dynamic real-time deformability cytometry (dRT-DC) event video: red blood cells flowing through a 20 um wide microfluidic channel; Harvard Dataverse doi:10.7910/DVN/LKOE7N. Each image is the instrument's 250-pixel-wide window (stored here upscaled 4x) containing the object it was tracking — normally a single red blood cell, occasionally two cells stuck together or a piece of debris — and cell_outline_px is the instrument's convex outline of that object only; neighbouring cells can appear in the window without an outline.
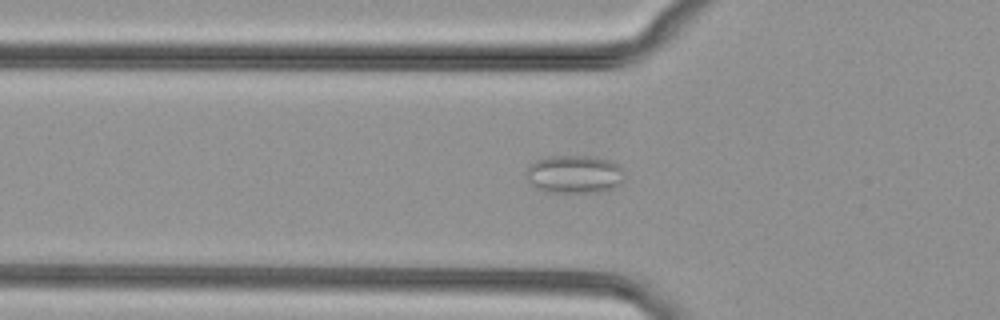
{"species": "common noctule bat (a hibernating species)", "species_latin": "Nyctalus noctula", "temperature_condition": "cold", "stored_images_in_passage": 43, "camera_frame_rate_fps": 3000, "um_per_image_px": 0.085, "animal": {"sex": "female", "body_mass_g": 29.2, "forearm_length_mm": 56.3}, "frame": {"image": 1, "passage_image": 10, "time_ms": 3.0, "image_size_px": [1000, 320], "cell_outline_px": [[624, 180], [620, 184], [612, 188], [600, 192], [548, 192], [536, 188], [524, 176], [524, 172], [536, 160], [548, 156], [592, 156], [612, 160], [620, 164], [624, 176]], "centroid_in_image_um": [48.84, 14.8], "position_along_channel_um": 77.0, "area_um2": 22.08}}
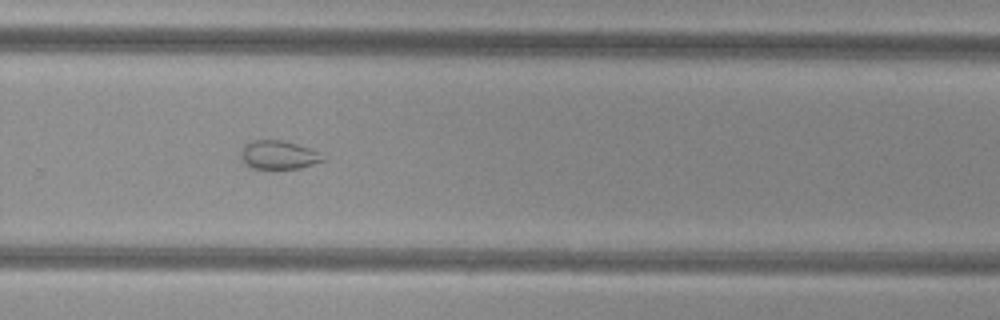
{"frame": {"image": 2, "passage_image": 27, "time_ms": 8.667, "image_size_px": [1000, 320], "cell_outline_px": [[324, 160], [300, 168], [252, 168], [244, 164], [240, 156], [240, 152], [244, 144], [252, 140], [284, 140], [308, 148], [316, 152]], "centroid_in_image_um": [23.58, 13.16], "position_along_channel_um": 306.2, "area_um2": 13.41}}
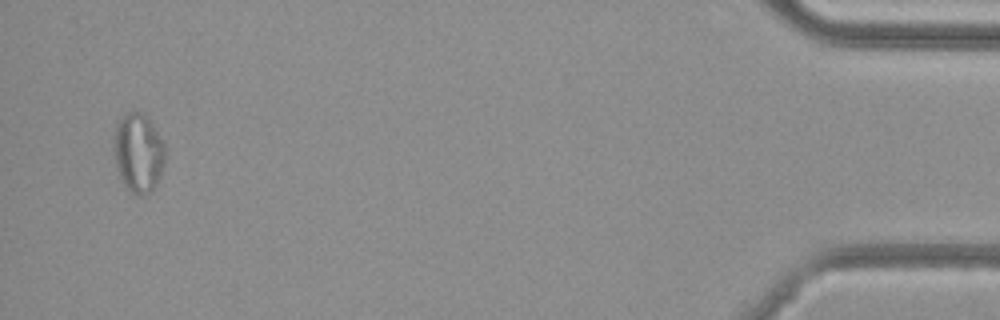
{"frame": {"image": 3, "passage_image": 42, "time_ms": 13.667, "image_size_px": [1000, 320], "cell_outline_px": [[164, 160], [156, 184], [148, 192], [140, 196], [136, 196], [124, 184], [116, 168], [112, 152], [112, 140], [116, 124], [128, 112], [140, 112], [148, 116], [164, 144]], "centroid_in_image_um": [11.71, 12.96], "position_along_channel_um": 423.5, "area_um2": 23.58}}